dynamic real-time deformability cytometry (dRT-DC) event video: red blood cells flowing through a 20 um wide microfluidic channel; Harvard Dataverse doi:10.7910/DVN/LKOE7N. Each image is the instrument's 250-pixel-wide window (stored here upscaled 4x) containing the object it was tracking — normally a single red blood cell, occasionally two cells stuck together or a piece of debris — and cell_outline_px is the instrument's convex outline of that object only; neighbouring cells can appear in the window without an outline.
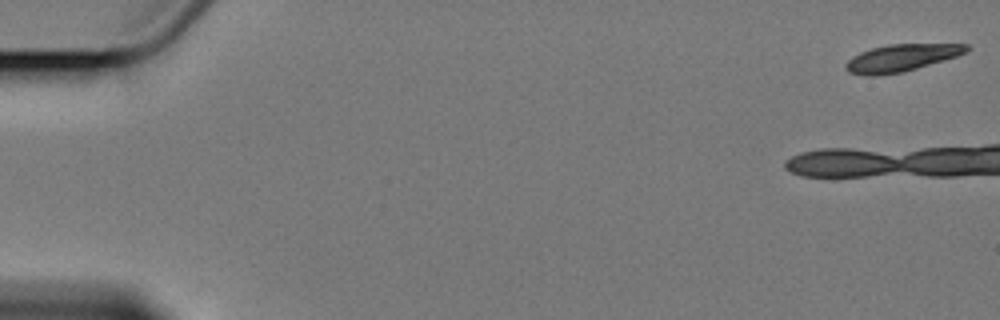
{"species": "Egyptian fruit bat (a non-hibernating species)", "species_latin": "Rousettus aegyptiacus", "temperature_condition": "cold", "stored_images_in_passage": 5, "camera_frame_rate_fps": 3000, "um_per_image_px": 0.085, "animal": {"sex": "female"}, "frame": {"image": 1, "passage_image": 1, "time_ms": 0.0, "image_size_px": [1000, 320], "cell_outline_px": [[972, 48], [968, 52], [956, 56], [904, 72], [876, 76], [868, 76], [848, 72], [844, 68], [844, 64], [852, 56], [860, 52], [872, 48], [888, 44], [968, 44]], "centroid_in_image_um": [76.6, 4.92], "position_along_channel_um": 8.4, "area_um2": 19.25}}